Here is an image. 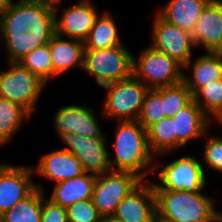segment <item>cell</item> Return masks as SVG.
Returning a JSON list of instances; mask_svg holds the SVG:
<instances>
[{
  "label": "cell",
  "instance_id": "cell-1",
  "mask_svg": "<svg viewBox=\"0 0 222 222\" xmlns=\"http://www.w3.org/2000/svg\"><path fill=\"white\" fill-rule=\"evenodd\" d=\"M55 34L54 6L37 0H14L0 15V42L7 62H18L46 45Z\"/></svg>",
  "mask_w": 222,
  "mask_h": 222
},
{
  "label": "cell",
  "instance_id": "cell-2",
  "mask_svg": "<svg viewBox=\"0 0 222 222\" xmlns=\"http://www.w3.org/2000/svg\"><path fill=\"white\" fill-rule=\"evenodd\" d=\"M114 155L109 152L111 170L129 171L142 180L154 171L155 155L148 145L147 130L137 120L117 121ZM111 156L114 157L111 159Z\"/></svg>",
  "mask_w": 222,
  "mask_h": 222
},
{
  "label": "cell",
  "instance_id": "cell-3",
  "mask_svg": "<svg viewBox=\"0 0 222 222\" xmlns=\"http://www.w3.org/2000/svg\"><path fill=\"white\" fill-rule=\"evenodd\" d=\"M156 217L164 222H219L215 199L201 192L154 189Z\"/></svg>",
  "mask_w": 222,
  "mask_h": 222
},
{
  "label": "cell",
  "instance_id": "cell-4",
  "mask_svg": "<svg viewBox=\"0 0 222 222\" xmlns=\"http://www.w3.org/2000/svg\"><path fill=\"white\" fill-rule=\"evenodd\" d=\"M107 92L101 104L106 119L137 120L149 88L134 75L102 86Z\"/></svg>",
  "mask_w": 222,
  "mask_h": 222
},
{
  "label": "cell",
  "instance_id": "cell-5",
  "mask_svg": "<svg viewBox=\"0 0 222 222\" xmlns=\"http://www.w3.org/2000/svg\"><path fill=\"white\" fill-rule=\"evenodd\" d=\"M133 54L123 45L98 50H84L82 70L95 77L102 87L133 75Z\"/></svg>",
  "mask_w": 222,
  "mask_h": 222
},
{
  "label": "cell",
  "instance_id": "cell-6",
  "mask_svg": "<svg viewBox=\"0 0 222 222\" xmlns=\"http://www.w3.org/2000/svg\"><path fill=\"white\" fill-rule=\"evenodd\" d=\"M133 75L149 89L182 82L183 66L150 45L133 56Z\"/></svg>",
  "mask_w": 222,
  "mask_h": 222
},
{
  "label": "cell",
  "instance_id": "cell-7",
  "mask_svg": "<svg viewBox=\"0 0 222 222\" xmlns=\"http://www.w3.org/2000/svg\"><path fill=\"white\" fill-rule=\"evenodd\" d=\"M163 165L155 162L154 172L158 171L155 175L160 182L152 181L153 189H168L173 192H201L205 189L206 172L195 156H181Z\"/></svg>",
  "mask_w": 222,
  "mask_h": 222
},
{
  "label": "cell",
  "instance_id": "cell-8",
  "mask_svg": "<svg viewBox=\"0 0 222 222\" xmlns=\"http://www.w3.org/2000/svg\"><path fill=\"white\" fill-rule=\"evenodd\" d=\"M6 64L9 68L0 71V97L22 106L32 116L47 85L19 62Z\"/></svg>",
  "mask_w": 222,
  "mask_h": 222
},
{
  "label": "cell",
  "instance_id": "cell-9",
  "mask_svg": "<svg viewBox=\"0 0 222 222\" xmlns=\"http://www.w3.org/2000/svg\"><path fill=\"white\" fill-rule=\"evenodd\" d=\"M142 181L129 171L110 170L97 176L92 201L103 219L112 217L119 203Z\"/></svg>",
  "mask_w": 222,
  "mask_h": 222
},
{
  "label": "cell",
  "instance_id": "cell-10",
  "mask_svg": "<svg viewBox=\"0 0 222 222\" xmlns=\"http://www.w3.org/2000/svg\"><path fill=\"white\" fill-rule=\"evenodd\" d=\"M152 20L151 47L174 58L182 66L186 65L193 56L195 43L189 31L174 26L164 20L158 13Z\"/></svg>",
  "mask_w": 222,
  "mask_h": 222
},
{
  "label": "cell",
  "instance_id": "cell-11",
  "mask_svg": "<svg viewBox=\"0 0 222 222\" xmlns=\"http://www.w3.org/2000/svg\"><path fill=\"white\" fill-rule=\"evenodd\" d=\"M81 163L85 173L99 176L111 170L107 137H85L73 133H65L59 137Z\"/></svg>",
  "mask_w": 222,
  "mask_h": 222
},
{
  "label": "cell",
  "instance_id": "cell-12",
  "mask_svg": "<svg viewBox=\"0 0 222 222\" xmlns=\"http://www.w3.org/2000/svg\"><path fill=\"white\" fill-rule=\"evenodd\" d=\"M32 166H17L0 162V216L11 210L19 201L29 196L36 188L44 191L42 184L33 180Z\"/></svg>",
  "mask_w": 222,
  "mask_h": 222
},
{
  "label": "cell",
  "instance_id": "cell-13",
  "mask_svg": "<svg viewBox=\"0 0 222 222\" xmlns=\"http://www.w3.org/2000/svg\"><path fill=\"white\" fill-rule=\"evenodd\" d=\"M92 0H80L64 8L58 16L59 5L55 10V33L65 38L84 42L100 13ZM67 36V37H66Z\"/></svg>",
  "mask_w": 222,
  "mask_h": 222
},
{
  "label": "cell",
  "instance_id": "cell-14",
  "mask_svg": "<svg viewBox=\"0 0 222 222\" xmlns=\"http://www.w3.org/2000/svg\"><path fill=\"white\" fill-rule=\"evenodd\" d=\"M56 110L53 125L59 137L70 132L90 138L107 137L103 134L95 110L90 105L69 104Z\"/></svg>",
  "mask_w": 222,
  "mask_h": 222
},
{
  "label": "cell",
  "instance_id": "cell-15",
  "mask_svg": "<svg viewBox=\"0 0 222 222\" xmlns=\"http://www.w3.org/2000/svg\"><path fill=\"white\" fill-rule=\"evenodd\" d=\"M112 218L121 222H153L156 202L151 180H143L128 194L119 203Z\"/></svg>",
  "mask_w": 222,
  "mask_h": 222
},
{
  "label": "cell",
  "instance_id": "cell-16",
  "mask_svg": "<svg viewBox=\"0 0 222 222\" xmlns=\"http://www.w3.org/2000/svg\"><path fill=\"white\" fill-rule=\"evenodd\" d=\"M191 35L196 47L222 53V0H210L206 4Z\"/></svg>",
  "mask_w": 222,
  "mask_h": 222
},
{
  "label": "cell",
  "instance_id": "cell-17",
  "mask_svg": "<svg viewBox=\"0 0 222 222\" xmlns=\"http://www.w3.org/2000/svg\"><path fill=\"white\" fill-rule=\"evenodd\" d=\"M34 173L55 183L77 177L84 173L80 161L68 150L61 148L41 155Z\"/></svg>",
  "mask_w": 222,
  "mask_h": 222
},
{
  "label": "cell",
  "instance_id": "cell-18",
  "mask_svg": "<svg viewBox=\"0 0 222 222\" xmlns=\"http://www.w3.org/2000/svg\"><path fill=\"white\" fill-rule=\"evenodd\" d=\"M172 119L177 135V149L186 147L189 142L200 140L214 124L194 100L177 112Z\"/></svg>",
  "mask_w": 222,
  "mask_h": 222
},
{
  "label": "cell",
  "instance_id": "cell-19",
  "mask_svg": "<svg viewBox=\"0 0 222 222\" xmlns=\"http://www.w3.org/2000/svg\"><path fill=\"white\" fill-rule=\"evenodd\" d=\"M184 70L191 72L189 76ZM219 79H222V53L205 52L183 66L182 82L192 95L204 85Z\"/></svg>",
  "mask_w": 222,
  "mask_h": 222
},
{
  "label": "cell",
  "instance_id": "cell-20",
  "mask_svg": "<svg viewBox=\"0 0 222 222\" xmlns=\"http://www.w3.org/2000/svg\"><path fill=\"white\" fill-rule=\"evenodd\" d=\"M50 57L53 65V78L59 77L70 69L83 68L84 42L66 39L56 33L49 42Z\"/></svg>",
  "mask_w": 222,
  "mask_h": 222
},
{
  "label": "cell",
  "instance_id": "cell-21",
  "mask_svg": "<svg viewBox=\"0 0 222 222\" xmlns=\"http://www.w3.org/2000/svg\"><path fill=\"white\" fill-rule=\"evenodd\" d=\"M96 177L84 172L77 177L55 183L47 198L65 208L79 201L92 199Z\"/></svg>",
  "mask_w": 222,
  "mask_h": 222
},
{
  "label": "cell",
  "instance_id": "cell-22",
  "mask_svg": "<svg viewBox=\"0 0 222 222\" xmlns=\"http://www.w3.org/2000/svg\"><path fill=\"white\" fill-rule=\"evenodd\" d=\"M210 0H169L157 13L167 22L192 32L203 8Z\"/></svg>",
  "mask_w": 222,
  "mask_h": 222
},
{
  "label": "cell",
  "instance_id": "cell-23",
  "mask_svg": "<svg viewBox=\"0 0 222 222\" xmlns=\"http://www.w3.org/2000/svg\"><path fill=\"white\" fill-rule=\"evenodd\" d=\"M112 14L104 11L99 14L91 28L87 39L84 41L85 50H98L123 45L116 22Z\"/></svg>",
  "mask_w": 222,
  "mask_h": 222
},
{
  "label": "cell",
  "instance_id": "cell-24",
  "mask_svg": "<svg viewBox=\"0 0 222 222\" xmlns=\"http://www.w3.org/2000/svg\"><path fill=\"white\" fill-rule=\"evenodd\" d=\"M148 145L151 152L158 157L177 151V135L174 121L164 117L147 129Z\"/></svg>",
  "mask_w": 222,
  "mask_h": 222
},
{
  "label": "cell",
  "instance_id": "cell-25",
  "mask_svg": "<svg viewBox=\"0 0 222 222\" xmlns=\"http://www.w3.org/2000/svg\"><path fill=\"white\" fill-rule=\"evenodd\" d=\"M30 118L31 115L22 106L0 97V146L11 141L24 120Z\"/></svg>",
  "mask_w": 222,
  "mask_h": 222
},
{
  "label": "cell",
  "instance_id": "cell-26",
  "mask_svg": "<svg viewBox=\"0 0 222 222\" xmlns=\"http://www.w3.org/2000/svg\"><path fill=\"white\" fill-rule=\"evenodd\" d=\"M42 190L36 188L0 216V222H41Z\"/></svg>",
  "mask_w": 222,
  "mask_h": 222
},
{
  "label": "cell",
  "instance_id": "cell-27",
  "mask_svg": "<svg viewBox=\"0 0 222 222\" xmlns=\"http://www.w3.org/2000/svg\"><path fill=\"white\" fill-rule=\"evenodd\" d=\"M193 100L212 122L217 121L222 125V79L201 87L193 95Z\"/></svg>",
  "mask_w": 222,
  "mask_h": 222
},
{
  "label": "cell",
  "instance_id": "cell-28",
  "mask_svg": "<svg viewBox=\"0 0 222 222\" xmlns=\"http://www.w3.org/2000/svg\"><path fill=\"white\" fill-rule=\"evenodd\" d=\"M23 67L35 74L44 84L53 79V65L49 43L34 49L18 61Z\"/></svg>",
  "mask_w": 222,
  "mask_h": 222
},
{
  "label": "cell",
  "instance_id": "cell-29",
  "mask_svg": "<svg viewBox=\"0 0 222 222\" xmlns=\"http://www.w3.org/2000/svg\"><path fill=\"white\" fill-rule=\"evenodd\" d=\"M155 89L164 100L165 117L172 118L193 100V95L183 82Z\"/></svg>",
  "mask_w": 222,
  "mask_h": 222
},
{
  "label": "cell",
  "instance_id": "cell-30",
  "mask_svg": "<svg viewBox=\"0 0 222 222\" xmlns=\"http://www.w3.org/2000/svg\"><path fill=\"white\" fill-rule=\"evenodd\" d=\"M165 117L162 95L156 89H149L144 98L137 121L147 130L152 124Z\"/></svg>",
  "mask_w": 222,
  "mask_h": 222
},
{
  "label": "cell",
  "instance_id": "cell-31",
  "mask_svg": "<svg viewBox=\"0 0 222 222\" xmlns=\"http://www.w3.org/2000/svg\"><path fill=\"white\" fill-rule=\"evenodd\" d=\"M208 132L209 130H207L203 135V138L206 140L204 143L205 147L202 154L203 155L202 158L204 160V163L202 165L206 166V168L203 167V169H204V172L206 171L205 169H210V170L212 169L215 172L221 174L222 173V136L210 135L209 137L207 135ZM206 136H208V138Z\"/></svg>",
  "mask_w": 222,
  "mask_h": 222
},
{
  "label": "cell",
  "instance_id": "cell-32",
  "mask_svg": "<svg viewBox=\"0 0 222 222\" xmlns=\"http://www.w3.org/2000/svg\"><path fill=\"white\" fill-rule=\"evenodd\" d=\"M68 222H103L92 199L79 201L66 208Z\"/></svg>",
  "mask_w": 222,
  "mask_h": 222
},
{
  "label": "cell",
  "instance_id": "cell-33",
  "mask_svg": "<svg viewBox=\"0 0 222 222\" xmlns=\"http://www.w3.org/2000/svg\"><path fill=\"white\" fill-rule=\"evenodd\" d=\"M45 193L42 191L41 222H68L66 208L53 203Z\"/></svg>",
  "mask_w": 222,
  "mask_h": 222
},
{
  "label": "cell",
  "instance_id": "cell-34",
  "mask_svg": "<svg viewBox=\"0 0 222 222\" xmlns=\"http://www.w3.org/2000/svg\"><path fill=\"white\" fill-rule=\"evenodd\" d=\"M13 0H0V15L10 6Z\"/></svg>",
  "mask_w": 222,
  "mask_h": 222
},
{
  "label": "cell",
  "instance_id": "cell-35",
  "mask_svg": "<svg viewBox=\"0 0 222 222\" xmlns=\"http://www.w3.org/2000/svg\"><path fill=\"white\" fill-rule=\"evenodd\" d=\"M42 3L49 4L51 6L61 5L62 0H37Z\"/></svg>",
  "mask_w": 222,
  "mask_h": 222
},
{
  "label": "cell",
  "instance_id": "cell-36",
  "mask_svg": "<svg viewBox=\"0 0 222 222\" xmlns=\"http://www.w3.org/2000/svg\"><path fill=\"white\" fill-rule=\"evenodd\" d=\"M103 222H121V221H118L112 217H107L103 219Z\"/></svg>",
  "mask_w": 222,
  "mask_h": 222
},
{
  "label": "cell",
  "instance_id": "cell-37",
  "mask_svg": "<svg viewBox=\"0 0 222 222\" xmlns=\"http://www.w3.org/2000/svg\"><path fill=\"white\" fill-rule=\"evenodd\" d=\"M153 222H164V221H162V220H160L159 218H155L154 220H153Z\"/></svg>",
  "mask_w": 222,
  "mask_h": 222
}]
</instances>
